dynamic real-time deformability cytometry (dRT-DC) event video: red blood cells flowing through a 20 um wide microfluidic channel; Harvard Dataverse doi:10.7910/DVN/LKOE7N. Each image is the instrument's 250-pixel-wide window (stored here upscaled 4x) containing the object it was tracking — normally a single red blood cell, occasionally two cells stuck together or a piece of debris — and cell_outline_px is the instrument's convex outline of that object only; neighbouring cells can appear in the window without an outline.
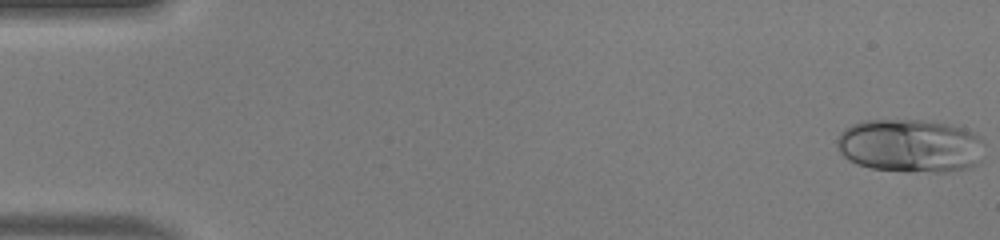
{"species": "human", "species_latin": "Homo sapiens", "temperature_condition": "warm", "stored_images_in_passage": 50, "camera_frame_rate_fps": 3000, "um_per_image_px": 0.085, "donor": {"sex": "male"}, "frame": {"image": 1, "passage_image": 1, "time_ms": 0.0, "image_size_px": [1000, 240], "cell_outline_px": [[984, 144], [980, 160], [976, 164], [968, 168], [948, 172], [908, 172], [872, 168], [856, 164], [848, 160], [840, 152], [836, 144], [836, 140], [840, 132], [844, 128], [852, 124], [864, 120], [924, 120], [948, 124], [964, 128], [980, 136]], "centroid_in_image_um": [77.36, 12.39], "position_along_channel_um": 7.6, "area_um2": 46.41}}
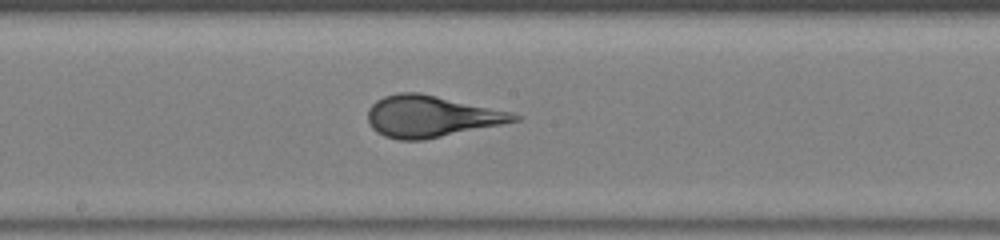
{"frame": {"image": 2, "passage_image": 27, "time_ms": 8.667, "image_size_px": [1000, 240], "cell_outline_px": [[520, 120], [424, 140], [400, 140], [384, 136], [376, 132], [368, 124], [368, 108], [376, 100], [384, 96], [400, 92], [420, 92], [512, 112], [520, 116]], "centroid_in_image_um": [36.6, 9.89], "position_along_channel_um": 211.6, "area_um2": 35.32}}
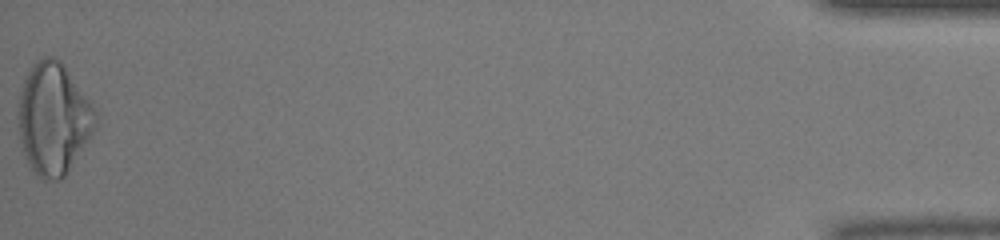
{"frame": {"image": 3, "passage_image": 50, "time_ms": 16.333, "image_size_px": [1000, 240], "cell_outline_px": [[100, 112], [96, 128], [92, 136], [68, 172], [60, 180], [44, 180], [28, 164], [20, 140], [16, 112], [20, 92], [24, 76], [28, 68], [36, 60], [44, 56], [52, 56], [60, 60], [64, 64]], "centroid_in_image_um": [4.57, 10.04], "position_along_channel_um": 430.6, "area_um2": 51.5}, "authors_computed_cell_mechanics": {"area_um2": 38.6393, "velocity_mm_per_s": 4.151, "shape_relaxation_time_tau1_ms": 5.9566, "shape_relaxation_time_tau2_ms": null, "deformation_change_tau1": 0.278, "deformation_change_tau2": null}}